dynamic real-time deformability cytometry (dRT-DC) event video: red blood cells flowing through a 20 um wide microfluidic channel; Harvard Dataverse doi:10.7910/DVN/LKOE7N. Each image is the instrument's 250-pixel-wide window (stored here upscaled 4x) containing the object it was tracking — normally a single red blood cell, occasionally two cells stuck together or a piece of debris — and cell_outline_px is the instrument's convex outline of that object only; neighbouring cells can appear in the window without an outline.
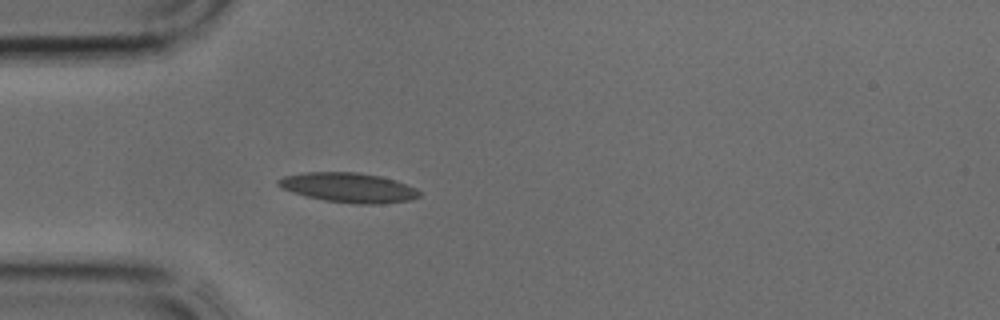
{"species": "common noctule bat (a hibernating species)", "species_latin": "Nyctalus noctula", "temperature_condition": "cold", "stored_images_in_passage": 29, "camera_frame_rate_fps": 3000, "um_per_image_px": 0.085, "animal": {"sex": "male", "body_mass_g": 17.9, "forearm_length_mm": 54.2}, "frame": {"image": 1, "passage_image": 1, "time_ms": 0.0, "image_size_px": [1000, 320], "cell_outline_px": [[420, 196], [412, 200], [376, 204], [356, 204], [324, 200], [292, 192], [280, 188], [276, 184], [276, 180], [284, 176], [304, 172], [360, 172], [380, 176], [396, 180], [416, 188], [420, 192]], "centroid_in_image_um": [29.62, 15.94], "position_along_channel_um": 55.4, "area_um2": 24.51}}
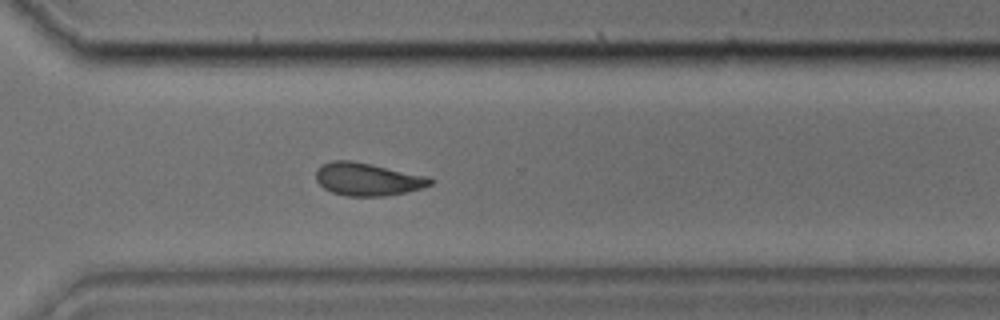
{"frame": {"image": 2, "passage_image": 18, "time_ms": 5.667, "image_size_px": [1000, 320], "cell_outline_px": [[432, 184], [420, 188], [404, 192], [384, 196], [348, 196], [332, 192], [324, 188], [316, 180], [316, 168], [332, 160], [352, 160], [372, 164], [428, 176], [432, 180]], "centroid_in_image_um": [31.22, 15.22], "position_along_channel_um": 339.4, "area_um2": 21.73}}
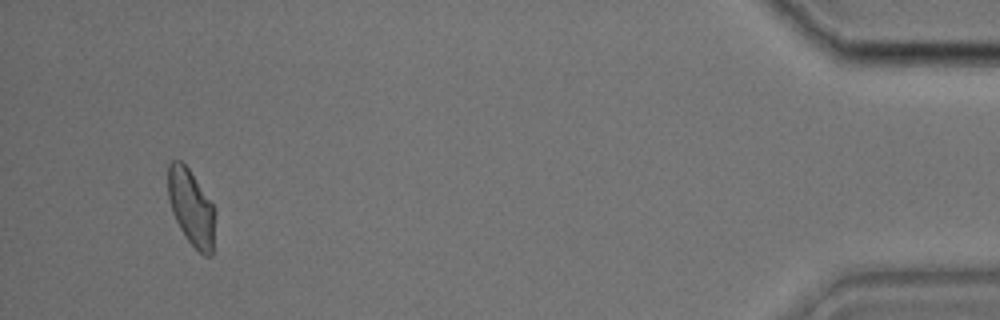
{"frame": {"image": 3, "passage_image": 27, "time_ms": 8.667, "image_size_px": [1000, 320], "cell_outline_px": [[216, 212], [212, 256], [204, 256], [188, 240], [180, 228], [172, 212], [168, 196], [168, 164], [172, 160], [180, 160], [188, 168], [216, 208]], "centroid_in_image_um": [16.28, 17.64], "position_along_channel_um": 418.9, "area_um2": 20.92}}